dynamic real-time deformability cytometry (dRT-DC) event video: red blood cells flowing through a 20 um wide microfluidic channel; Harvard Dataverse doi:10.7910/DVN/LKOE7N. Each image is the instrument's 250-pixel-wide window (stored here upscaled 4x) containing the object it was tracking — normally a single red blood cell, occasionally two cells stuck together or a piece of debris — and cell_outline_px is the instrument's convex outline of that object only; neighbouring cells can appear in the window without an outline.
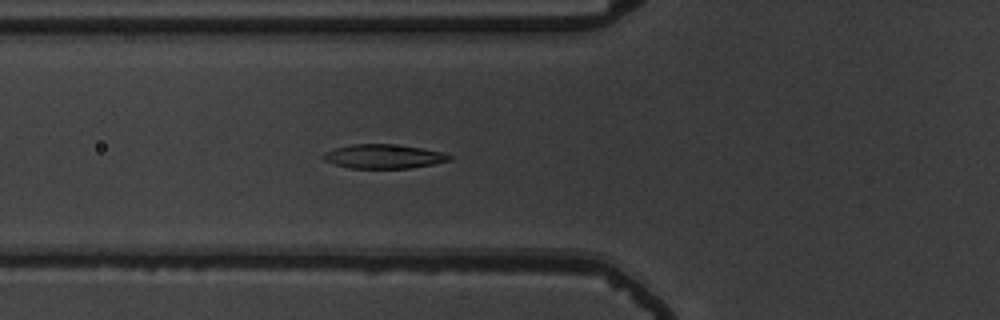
{"species": "common noctule bat (a hibernating species)", "species_latin": "Nyctalus noctula", "temperature_condition": "warm", "stored_images_in_passage": 57, "camera_frame_rate_fps": 3000, "um_per_image_px": 0.085, "animal": {"sex": "male", "body_mass_g": 19.5, "forearm_length_mm": 54.6}, "frame": {"image": 1, "passage_image": 22, "time_ms": 7.0, "image_size_px": [1000, 320], "cell_outline_px": [[452, 160], [432, 164], [408, 168], [348, 168], [324, 160], [320, 156], [324, 152], [336, 148], [352, 144], [392, 144], [420, 148], [444, 152], [452, 156]], "centroid_in_image_um": [32.6, 13.29], "position_along_channel_um": 93.2, "area_um2": 17.63}}
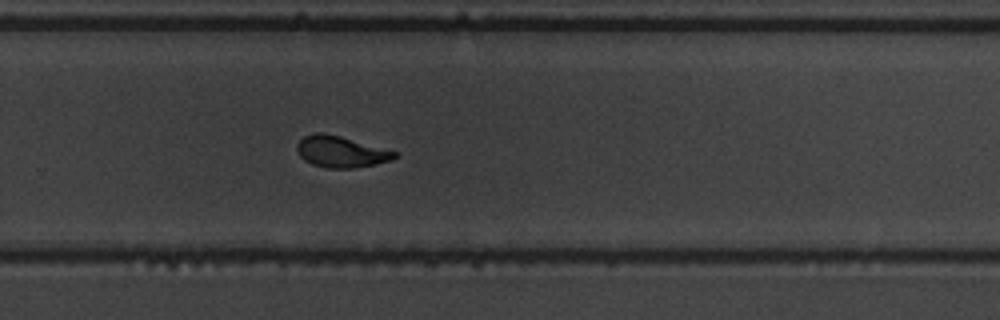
{"frame": {"image": 2, "passage_image": 39, "time_ms": 12.667, "image_size_px": [1000, 320], "cell_outline_px": [[396, 156], [392, 160], [356, 168], [328, 168], [312, 164], [304, 160], [300, 156], [296, 148], [296, 144], [304, 136], [316, 132], [320, 132], [340, 136], [396, 152]], "centroid_in_image_um": [28.93, 12.9], "position_along_channel_um": 300.9, "area_um2": 17.57}}
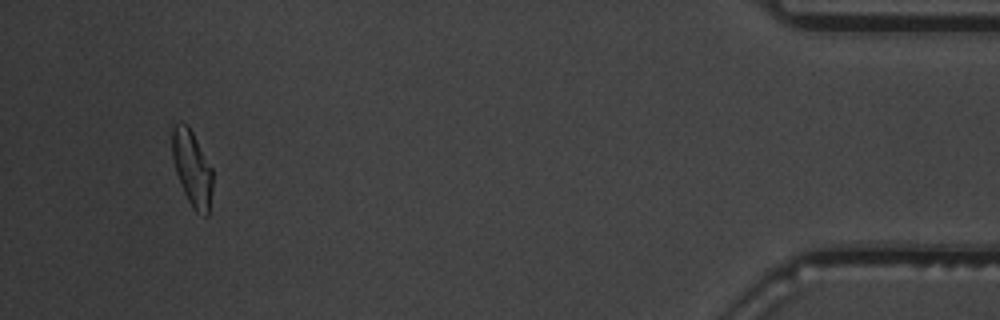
{"frame": {"image": 3, "passage_image": 54, "time_ms": 17.667, "image_size_px": [1000, 320], "cell_outline_px": [[212, 188], [208, 216], [204, 216], [196, 212], [188, 200], [184, 192], [176, 172], [172, 156], [172, 128], [180, 120], [188, 124], [212, 168]], "centroid_in_image_um": [16.32, 14.28], "position_along_channel_um": 418.9, "area_um2": 17.74}, "authors_computed_cell_mechanics": {"area_um2": 17.9758, "velocity_mm_per_s": 3.6679, "shape_relaxation_time_tau1_ms": 4.16, "shape_relaxation_time_tau2_ms": 1.11, "deformation_change_tau1": 0.1825, "deformation_change_tau2": 0.0586}}